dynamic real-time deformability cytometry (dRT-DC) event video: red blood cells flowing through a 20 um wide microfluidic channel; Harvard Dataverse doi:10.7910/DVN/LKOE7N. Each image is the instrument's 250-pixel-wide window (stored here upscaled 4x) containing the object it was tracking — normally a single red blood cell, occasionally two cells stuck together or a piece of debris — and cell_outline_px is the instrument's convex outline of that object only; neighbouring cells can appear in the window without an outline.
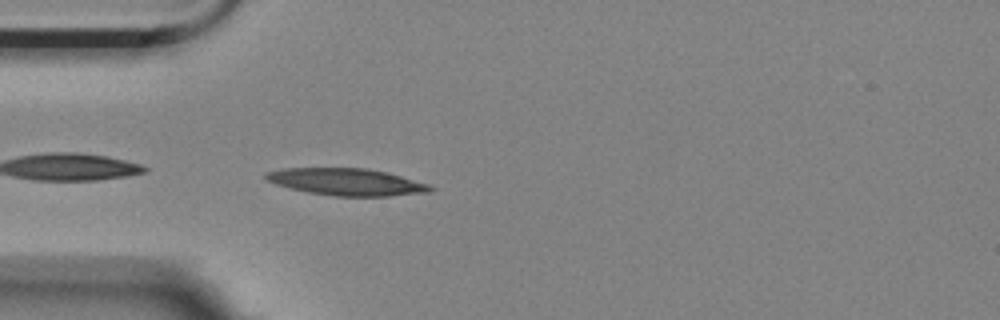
{"species": "Egyptian fruit bat (a non-hibernating species)", "species_latin": "Rousettus aegyptiacus", "temperature_condition": "room temperature", "stored_images_in_passage": 35, "camera_frame_rate_fps": 3000, "um_per_image_px": 0.085, "animal": {"sex": "female"}, "frame": {"image": 1, "passage_image": 2, "time_ms": 0.333, "image_size_px": [1000, 320], "cell_outline_px": [[436, 188], [428, 192], [388, 196], [336, 196], [308, 192], [276, 184], [268, 180], [264, 176], [264, 172], [280, 168], [368, 168], [388, 172], [428, 184]], "centroid_in_image_um": [29.46, 15.45], "position_along_channel_um": 55.5, "area_um2": 25.84}}
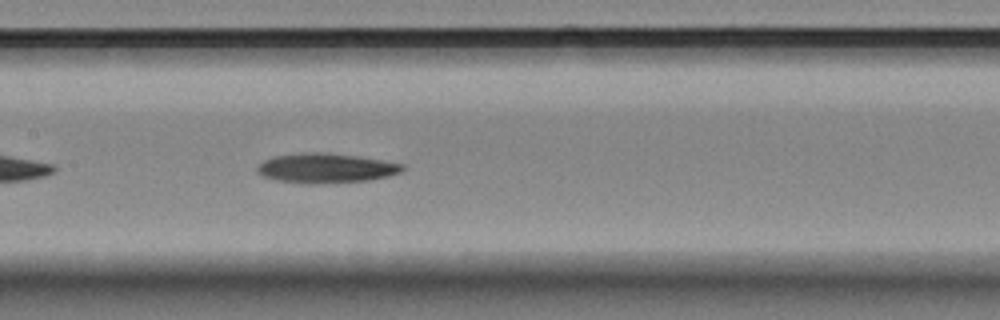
{"frame": {"image": 2, "passage_image": 13, "time_ms": 4.0, "image_size_px": [1000, 320], "cell_outline_px": [[404, 168], [400, 172], [388, 176], [368, 180], [308, 184], [276, 180], [264, 176], [256, 172], [256, 168], [264, 160], [272, 156], [304, 152], [328, 152], [356, 156], [404, 164]], "centroid_in_image_um": [27.66, 14.28], "position_along_channel_um": 179.7, "area_um2": 24.97}}
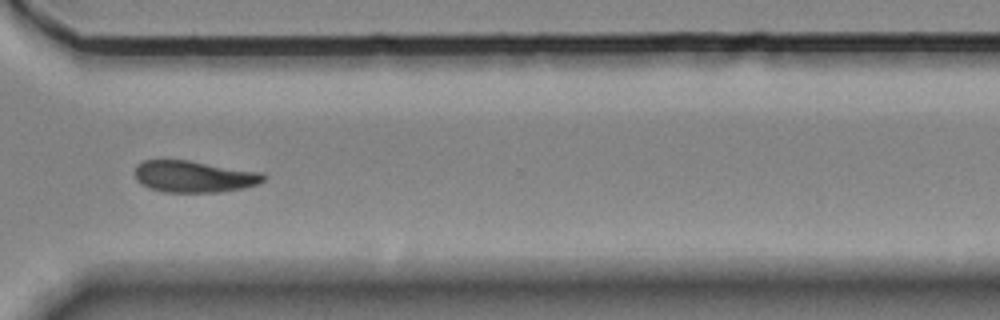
{"frame": {"image": 3, "passage_image": 28, "time_ms": 9.0, "image_size_px": [1000, 320], "cell_outline_px": [[268, 176], [264, 180], [256, 184], [244, 188], [220, 192], [164, 192], [148, 188], [140, 184], [136, 180], [136, 164], [144, 160], [188, 160], [264, 172]], "centroid_in_image_um": [16.51, 15.0], "position_along_channel_um": 354.1, "area_um2": 23.99}}